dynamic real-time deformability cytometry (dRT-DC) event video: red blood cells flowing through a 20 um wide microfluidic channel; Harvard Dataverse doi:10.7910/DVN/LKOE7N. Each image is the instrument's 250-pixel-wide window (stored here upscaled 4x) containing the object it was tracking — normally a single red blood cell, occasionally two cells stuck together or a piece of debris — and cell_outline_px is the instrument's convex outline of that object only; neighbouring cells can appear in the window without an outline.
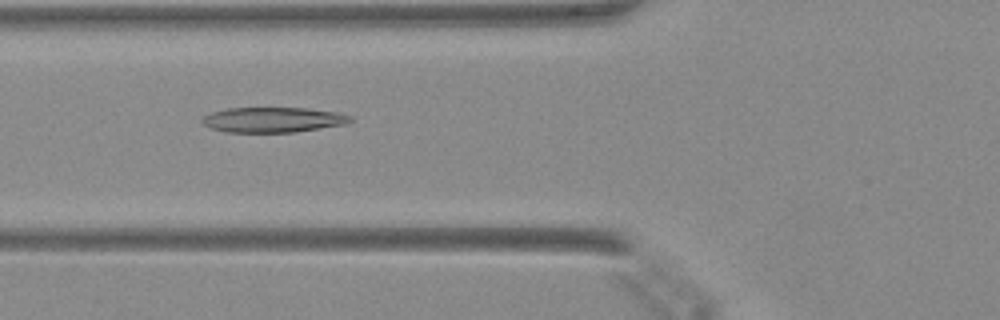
{"species": "Egyptian fruit bat (a non-hibernating species)", "species_latin": "Rousettus aegyptiacus", "temperature_condition": "warm", "stored_images_in_passage": 47, "camera_frame_rate_fps": 3000, "um_per_image_px": 0.085, "animal": {"sex": "female"}, "frame": {"image": 1, "passage_image": 17, "time_ms": 5.333, "image_size_px": [1000, 320], "cell_outline_px": [[352, 120], [348, 124], [296, 132], [224, 132], [212, 128], [204, 124], [200, 120], [204, 116], [212, 112], [228, 108], [304, 108], [336, 112], [352, 116]], "centroid_in_image_um": [23.23, 10.18], "position_along_channel_um": 102.6, "area_um2": 21.73}}
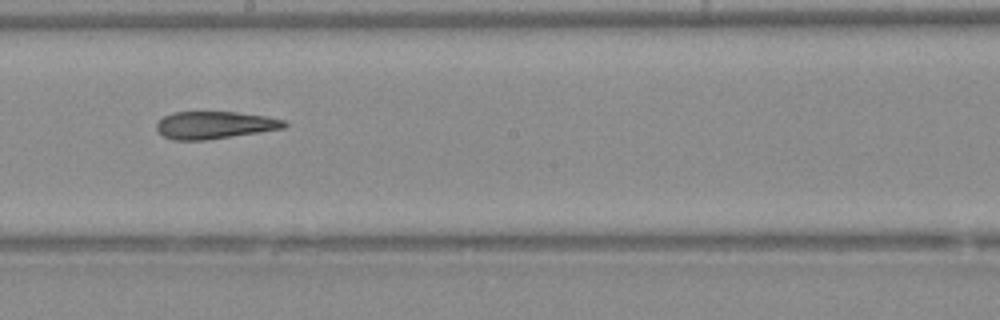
{"frame": {"image": 2, "passage_image": 26, "time_ms": 8.333, "image_size_px": [1000, 320], "cell_outline_px": [[288, 124], [284, 128], [204, 140], [172, 140], [164, 136], [156, 128], [156, 124], [164, 116], [172, 112], [236, 112], [268, 116], [284, 120]], "centroid_in_image_um": [18.24, 10.62], "position_along_channel_um": 230.0, "area_um2": 20.23}}
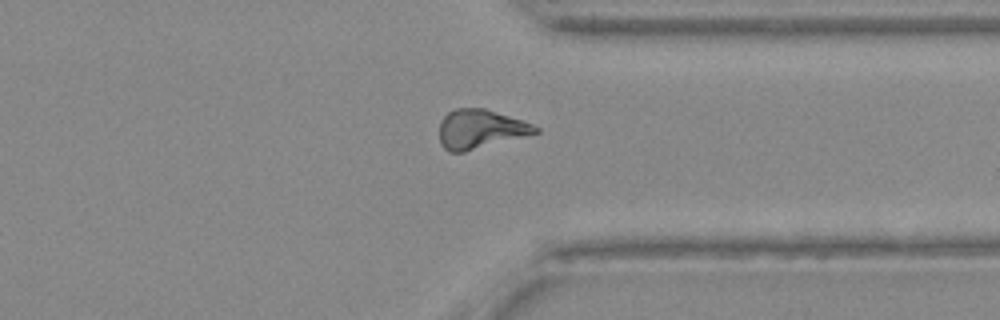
{"frame": {"image": 3, "passage_image": 36, "time_ms": 11.667, "image_size_px": [1000, 320], "cell_outline_px": [[540, 132], [464, 152], [448, 152], [440, 144], [440, 120], [448, 112], [456, 108], [484, 108], [532, 124], [540, 128]], "centroid_in_image_um": [40.79, 10.98], "position_along_channel_um": 370.6, "area_um2": 21.68}}